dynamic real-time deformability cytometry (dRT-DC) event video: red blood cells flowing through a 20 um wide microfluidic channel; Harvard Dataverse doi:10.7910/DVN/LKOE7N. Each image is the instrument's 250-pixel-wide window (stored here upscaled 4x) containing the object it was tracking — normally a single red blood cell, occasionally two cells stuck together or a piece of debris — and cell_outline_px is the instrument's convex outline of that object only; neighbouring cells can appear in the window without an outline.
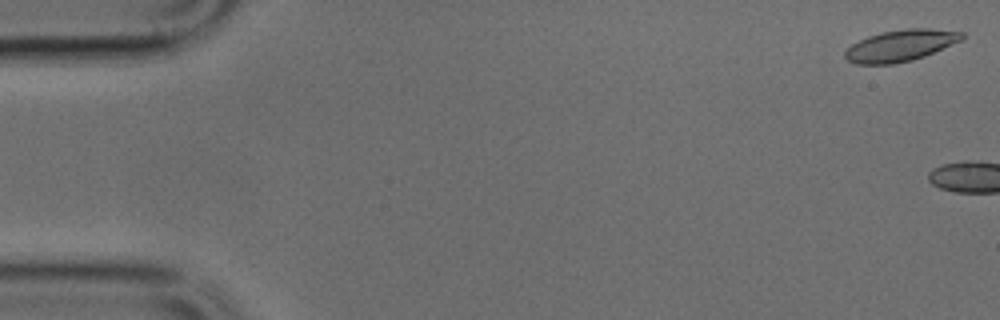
{"species": "common noctule bat (a hibernating species)", "species_latin": "Nyctalus noctula", "temperature_condition": "cold", "stored_images_in_passage": 3, "camera_frame_rate_fps": 3000, "um_per_image_px": 0.085, "animal": {"sex": "male", "body_mass_g": 17.9, "forearm_length_mm": 54.2}, "frame": {"image": 1, "passage_image": 1, "time_ms": 0.0, "image_size_px": [1000, 320], "cell_outline_px": [[964, 40], [924, 56], [912, 60], [896, 64], [856, 64], [848, 60], [844, 56], [844, 52], [852, 44], [868, 36], [880, 32], [904, 28], [928, 28], [964, 32]], "centroid_in_image_um": [76.57, 3.86], "position_along_channel_um": 8.4, "area_um2": 21.62}}